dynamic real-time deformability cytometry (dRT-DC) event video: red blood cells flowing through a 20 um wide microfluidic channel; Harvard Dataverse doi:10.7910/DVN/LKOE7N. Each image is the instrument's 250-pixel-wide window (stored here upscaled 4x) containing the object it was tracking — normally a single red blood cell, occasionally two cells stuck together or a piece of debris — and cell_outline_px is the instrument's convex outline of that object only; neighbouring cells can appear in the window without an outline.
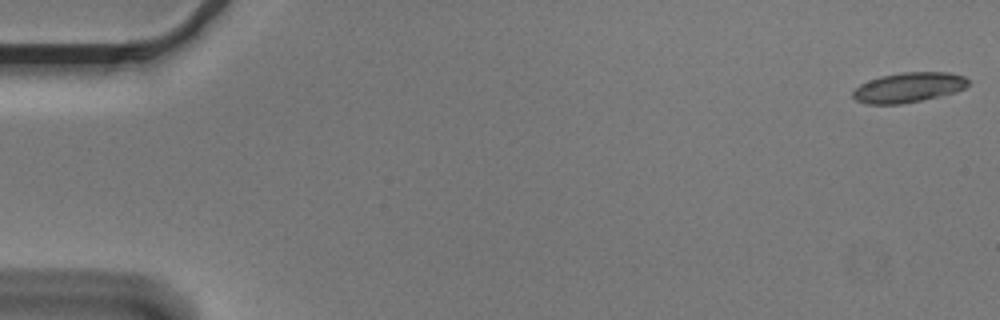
{"species": "Egyptian fruit bat (a non-hibernating species)", "species_latin": "Rousettus aegyptiacus", "temperature_condition": "cold", "stored_images_in_passage": 17, "camera_frame_rate_fps": 3000, "um_per_image_px": 0.085, "animal": {"sex": "male"}, "frame": {"image": 1, "passage_image": 1, "time_ms": 0.0, "image_size_px": [1000, 320], "cell_outline_px": [[968, 84], [964, 88], [956, 92], [920, 100], [900, 104], [868, 104], [856, 100], [852, 96], [852, 92], [860, 84], [868, 80], [880, 76], [900, 72], [948, 72], [964, 76], [968, 80]], "centroid_in_image_um": [77.2, 7.42], "position_along_channel_um": 7.8, "area_um2": 20.06}}
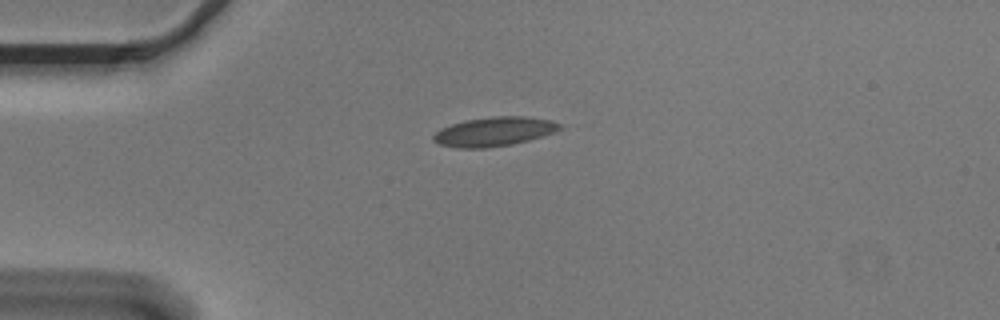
{"frame": {"image": 2, "passage_image": 14, "time_ms": 4.333, "image_size_px": [1000, 320], "cell_outline_px": [[564, 128], [544, 136], [512, 144], [488, 148], [456, 148], [440, 144], [432, 140], [432, 136], [440, 128], [464, 120], [492, 116], [524, 116], [552, 120], [560, 124]], "centroid_in_image_um": [42.01, 11.18], "position_along_channel_um": 43.0, "area_um2": 21.68}}